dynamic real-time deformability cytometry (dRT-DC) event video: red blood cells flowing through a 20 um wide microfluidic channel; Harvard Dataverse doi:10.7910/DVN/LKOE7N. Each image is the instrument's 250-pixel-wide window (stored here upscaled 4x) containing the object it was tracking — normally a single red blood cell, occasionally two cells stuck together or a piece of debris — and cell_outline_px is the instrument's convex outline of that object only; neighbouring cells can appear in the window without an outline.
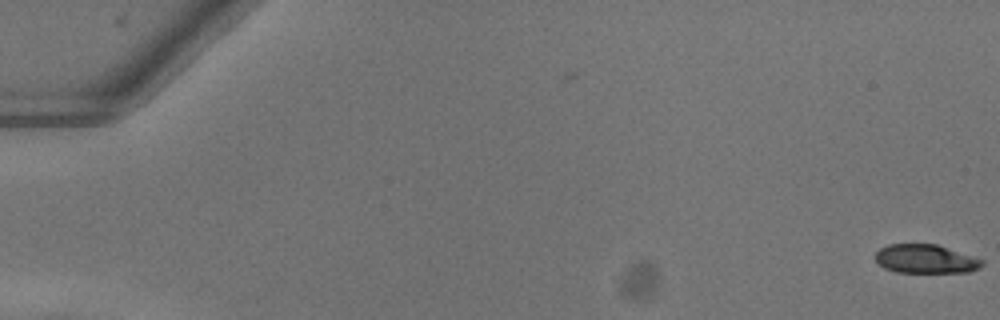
{"species": "common noctule bat (a hibernating species)", "species_latin": "Nyctalus noctula", "temperature_condition": "warm", "stored_images_in_passage": 3, "camera_frame_rate_fps": 3000, "um_per_image_px": 0.085, "animal": {"sex": "female"}, "frame": {"image": 1, "passage_image": 3, "time_ms": 0.667, "image_size_px": [1000, 320], "cell_outline_px": [[984, 264], [980, 268], [968, 272], [896, 272], [884, 268], [876, 260], [876, 252], [880, 248], [888, 244], [936, 244], [984, 260]], "centroid_in_image_um": [78.68, 22.01], "position_along_channel_um": 6.3, "area_um2": 17.8}}